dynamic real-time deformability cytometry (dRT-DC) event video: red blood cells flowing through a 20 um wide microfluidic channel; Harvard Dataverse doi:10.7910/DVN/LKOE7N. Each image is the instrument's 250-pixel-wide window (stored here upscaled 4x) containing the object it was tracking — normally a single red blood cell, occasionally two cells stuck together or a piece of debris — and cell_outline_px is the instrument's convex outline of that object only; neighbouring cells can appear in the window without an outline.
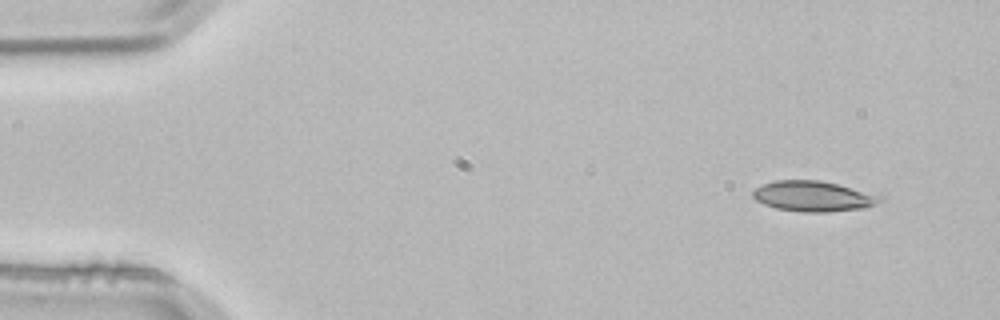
{"species": "common noctule bat (a hibernating species)", "species_latin": "Nyctalus noctula", "temperature_condition": "room temperature", "stored_images_in_passage": 2, "camera_frame_rate_fps": 3000, "um_per_image_px": 0.085, "animal": {"sex": "male", "body_mass_g": 21.5, "forearm_length_mm": 52.0}, "frame": {"image": 1, "passage_image": 1, "time_ms": 0.0, "image_size_px": [1000, 320], "cell_outline_px": [[884, 200], [864, 208], [828, 212], [800, 212], [776, 208], [764, 204], [756, 200], [752, 196], [752, 192], [756, 188], [764, 184], [776, 180], [820, 180], [884, 196]], "centroid_in_image_um": [69.13, 16.69], "position_along_channel_um": 15.9, "area_um2": 22.48}}